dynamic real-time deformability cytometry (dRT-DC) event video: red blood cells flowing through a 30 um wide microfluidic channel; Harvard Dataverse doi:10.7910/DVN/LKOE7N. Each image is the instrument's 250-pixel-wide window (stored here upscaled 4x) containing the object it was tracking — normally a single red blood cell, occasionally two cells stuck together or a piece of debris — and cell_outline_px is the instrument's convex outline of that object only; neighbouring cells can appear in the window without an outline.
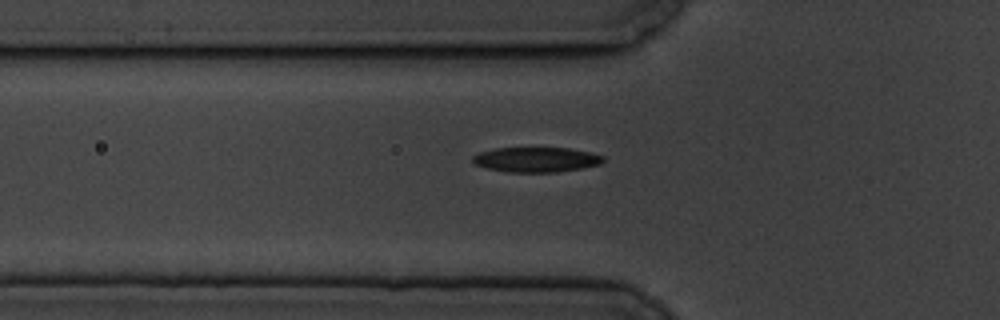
{"species": "common noctule bat (a hibernating species)", "species_latin": "Nyctalus noctula", "temperature_condition": "cold", "stored_images_in_passage": 7, "camera_frame_rate_fps": 3000, "um_per_image_px": 0.085, "animal": {"sex": "male", "body_mass_g": 19.5, "forearm_length_mm": 54.6}, "frame": {"image": 1, "passage_image": 7, "time_ms": 7.0, "image_size_px": [1000, 320], "cell_outline_px": [[604, 160], [600, 164], [580, 168], [556, 172], [508, 172], [488, 168], [472, 164], [472, 156], [480, 152], [496, 148], [568, 148], [592, 152], [604, 156]], "centroid_in_image_um": [45.57, 13.56], "position_along_channel_um": 80.2, "area_um2": 18.96}}